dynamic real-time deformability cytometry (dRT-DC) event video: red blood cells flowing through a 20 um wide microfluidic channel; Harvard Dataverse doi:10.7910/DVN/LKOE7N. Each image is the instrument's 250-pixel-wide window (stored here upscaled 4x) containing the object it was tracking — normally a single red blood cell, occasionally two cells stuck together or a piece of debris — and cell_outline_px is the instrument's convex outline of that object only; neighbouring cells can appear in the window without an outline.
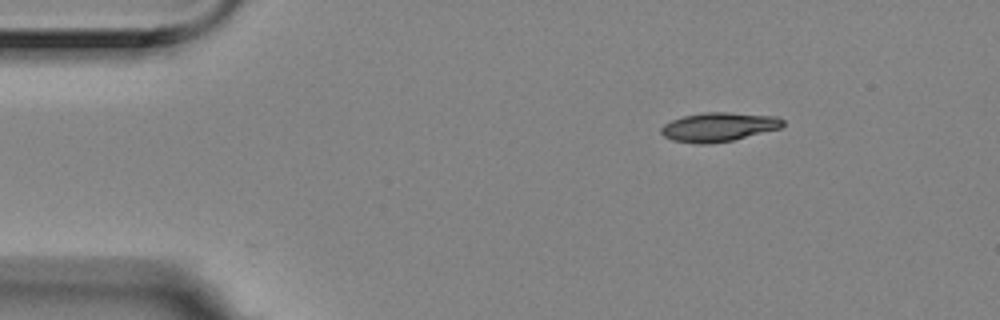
{"species": "Egyptian fruit bat (a non-hibernating species)", "species_latin": "Rousettus aegyptiacus", "temperature_condition": "room temperature", "stored_images_in_passage": 9, "camera_frame_rate_fps": 3000, "um_per_image_px": 0.085, "animal": {"sex": "female"}, "frame": {"image": 1, "passage_image": 1, "time_ms": 0.0, "image_size_px": [1000, 320], "cell_outline_px": [[784, 124], [780, 128], [732, 140], [708, 144], [700, 144], [672, 140], [664, 136], [660, 132], [660, 128], [664, 124], [672, 120], [684, 116], [704, 112], [728, 112], [776, 116], [784, 120]], "centroid_in_image_um": [61.07, 10.79], "position_along_channel_um": 23.9, "area_um2": 20.46}}
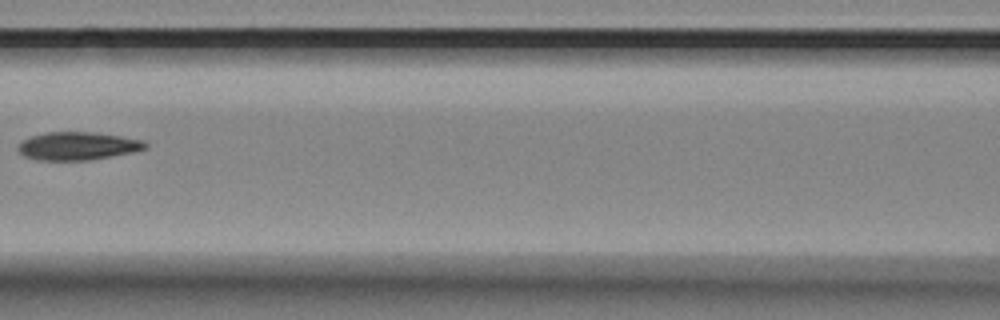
{"frame": {"image": 2, "passage_image": 6, "time_ms": 1.667, "image_size_px": [1000, 320], "cell_outline_px": [[148, 148], [136, 152], [88, 160], [36, 160], [24, 156], [16, 148], [20, 140], [44, 132], [92, 132], [120, 136], [144, 140], [148, 144]], "centroid_in_image_um": [6.6, 12.41], "position_along_channel_um": 160.0, "area_um2": 21.04}}
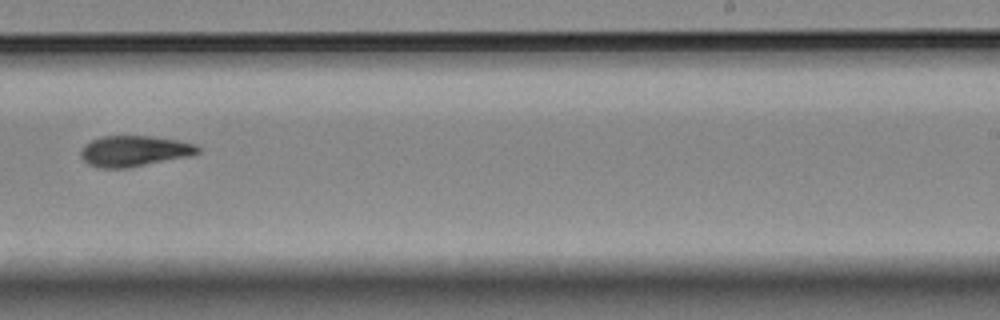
{"frame": {"image": 3, "passage_image": 9, "time_ms": 2.667, "image_size_px": [1000, 320], "cell_outline_px": [[200, 152], [192, 156], [128, 168], [100, 168], [88, 164], [80, 156], [80, 152], [84, 144], [92, 140], [104, 136], [148, 136], [176, 140], [196, 144], [200, 148]], "centroid_in_image_um": [11.42, 12.85], "position_along_channel_um": 277.6, "area_um2": 21.1}}